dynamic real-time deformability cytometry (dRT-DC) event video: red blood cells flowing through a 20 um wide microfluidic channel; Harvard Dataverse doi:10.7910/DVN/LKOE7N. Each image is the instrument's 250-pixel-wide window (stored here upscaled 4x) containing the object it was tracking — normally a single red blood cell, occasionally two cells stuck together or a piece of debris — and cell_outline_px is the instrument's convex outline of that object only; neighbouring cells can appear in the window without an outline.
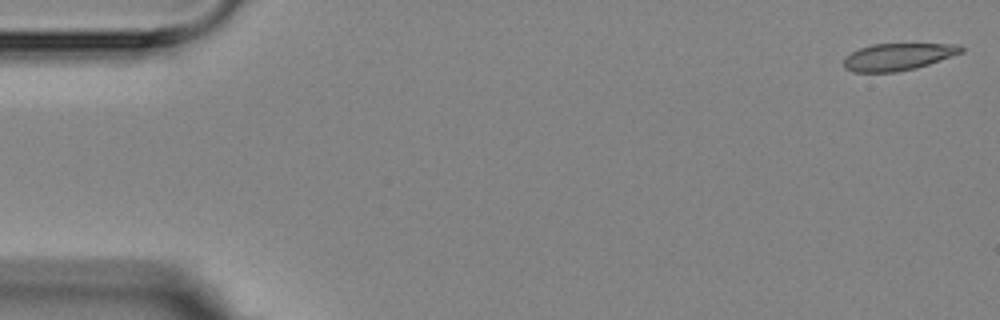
{"species": "Egyptian fruit bat (a non-hibernating species)", "species_latin": "Rousettus aegyptiacus", "temperature_condition": "room temperature", "stored_images_in_passage": 16, "camera_frame_rate_fps": 3000, "um_per_image_px": 0.085, "animal": {"sex": "female"}, "frame": {"image": 1, "passage_image": 1, "time_ms": 0.0, "image_size_px": [1000, 320], "cell_outline_px": [[964, 52], [916, 68], [896, 72], [852, 72], [844, 68], [844, 56], [860, 48], [872, 44], [960, 44], [964, 48]], "centroid_in_image_um": [76.32, 4.83], "position_along_channel_um": 8.7, "area_um2": 18.55}}
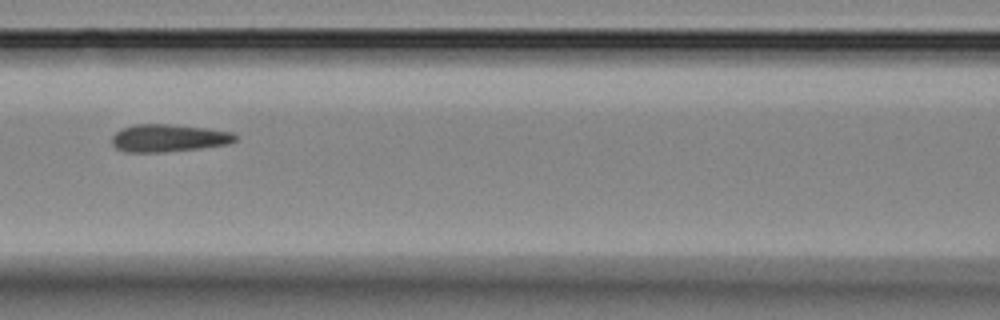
{"frame": {"image": 2, "passage_image": 7, "time_ms": 7.667, "image_size_px": [1000, 320], "cell_outline_px": [[240, 136], [236, 140], [228, 144], [200, 148], [164, 152], [124, 152], [116, 148], [112, 144], [112, 136], [120, 128], [136, 124], [168, 124], [208, 128], [232, 132]], "centroid_in_image_um": [14.33, 11.73], "position_along_channel_um": 152.3, "area_um2": 20.0}}
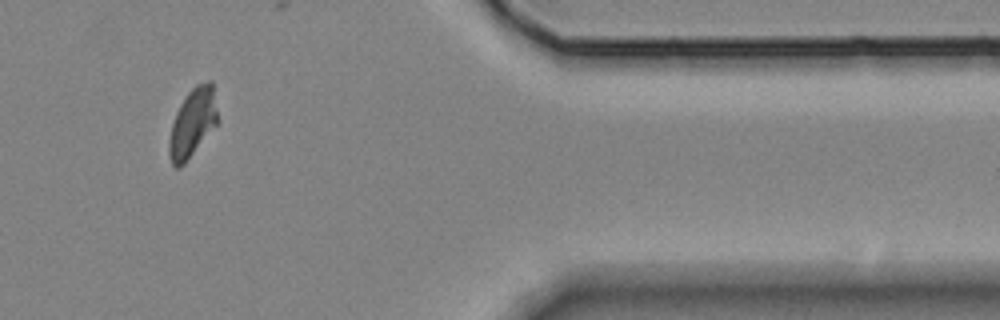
{"frame": {"image": 3, "passage_image": 14, "time_ms": 15.333, "image_size_px": [1000, 320], "cell_outline_px": [[220, 120], [184, 164], [180, 168], [176, 168], [172, 164], [168, 152], [168, 140], [172, 124], [176, 112], [180, 104], [188, 92], [196, 84], [208, 80], [212, 80]], "centroid_in_image_um": [16.39, 10.41], "position_along_channel_um": 395.0, "area_um2": 19.65}, "authors_computed_cell_mechanics": {"area_um2": 19.8543, "velocity_mm_per_s": 3.5552, "shape_relaxation_time_tau1_ms": 3.1054, "shape_relaxation_time_tau2_ms": 0.9156, "deformation_change_tau1": 0.1031, "deformation_change_tau2": 0.0662}}